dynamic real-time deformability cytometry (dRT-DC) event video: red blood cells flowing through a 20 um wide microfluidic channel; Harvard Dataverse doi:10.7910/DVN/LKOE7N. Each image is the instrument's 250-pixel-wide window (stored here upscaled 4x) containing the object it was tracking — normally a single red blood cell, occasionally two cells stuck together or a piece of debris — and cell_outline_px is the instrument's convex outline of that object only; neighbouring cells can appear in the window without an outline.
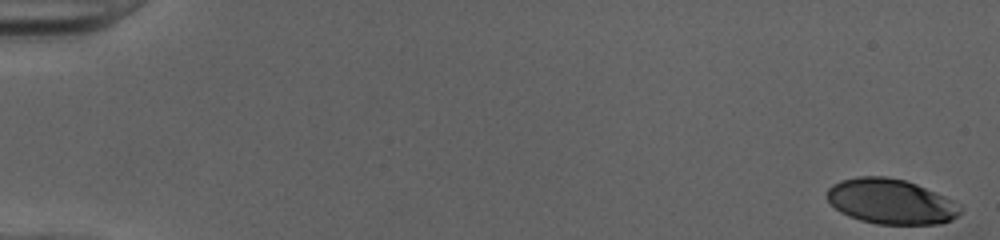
{"species": "human", "species_latin": "Homo sapiens", "temperature_condition": "cold", "stored_images_in_passage": 49, "camera_frame_rate_fps": 3000, "um_per_image_px": 0.085, "donor": {"sex": "female"}, "frame": {"image": 1, "passage_image": 1, "time_ms": 0.0, "image_size_px": [1000, 240], "cell_outline_px": [[964, 208], [952, 220], [940, 224], [876, 224], [860, 220], [848, 216], [840, 212], [828, 200], [828, 188], [832, 184], [840, 180], [856, 176], [884, 176], [904, 180], [916, 184], [944, 196], [960, 204]], "centroid_in_image_um": [75.73, 17.13], "position_along_channel_um": 9.3, "area_um2": 35.08}}
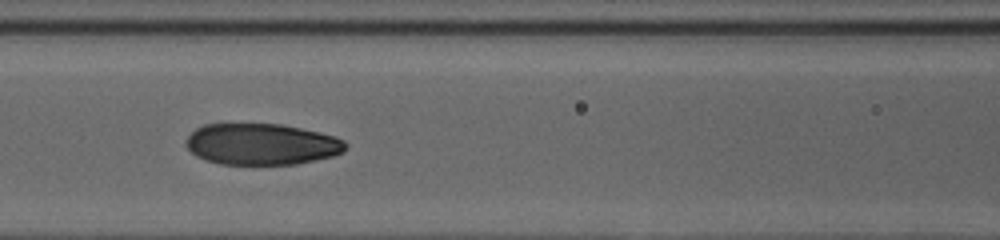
{"frame": {"image": 2, "passage_image": 24, "time_ms": 7.667, "image_size_px": [1000, 240], "cell_outline_px": [[348, 148], [344, 152], [332, 156], [316, 160], [296, 164], [220, 164], [204, 160], [196, 156], [188, 148], [188, 136], [196, 128], [204, 124], [280, 124], [320, 132], [336, 136], [344, 140], [348, 144]], "centroid_in_image_um": [22.29, 12.26], "position_along_channel_um": 144.3, "area_um2": 38.49}}
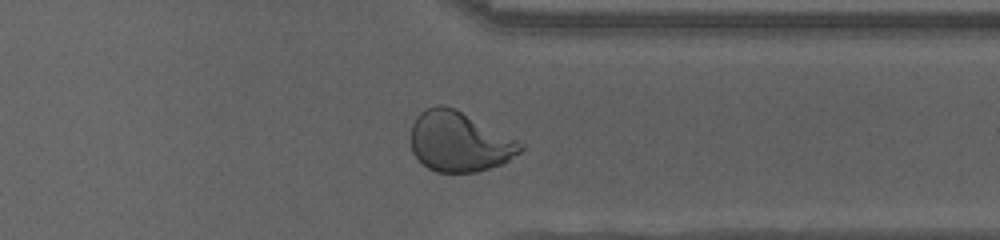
{"frame": {"image": 3, "passage_image": 41, "time_ms": 13.333, "image_size_px": [1000, 240], "cell_outline_px": [[524, 148], [520, 152], [508, 160], [500, 164], [476, 172], [436, 172], [428, 168], [412, 152], [412, 124], [416, 116], [420, 112], [436, 104], [440, 104], [456, 108], [520, 140], [524, 144]], "centroid_in_image_um": [39.07, 12.02], "position_along_channel_um": 372.3, "area_um2": 38.44}, "authors_computed_cell_mechanics": {"area_um2": 38.3214, "velocity_mm_per_s": 4.0287, "shape_relaxation_time_tau1_ms": 5.0434, "shape_relaxation_time_tau2_ms": 0.9851, "deformation_change_tau1": 0.2374, "deformation_change_tau2": 0.0531}}